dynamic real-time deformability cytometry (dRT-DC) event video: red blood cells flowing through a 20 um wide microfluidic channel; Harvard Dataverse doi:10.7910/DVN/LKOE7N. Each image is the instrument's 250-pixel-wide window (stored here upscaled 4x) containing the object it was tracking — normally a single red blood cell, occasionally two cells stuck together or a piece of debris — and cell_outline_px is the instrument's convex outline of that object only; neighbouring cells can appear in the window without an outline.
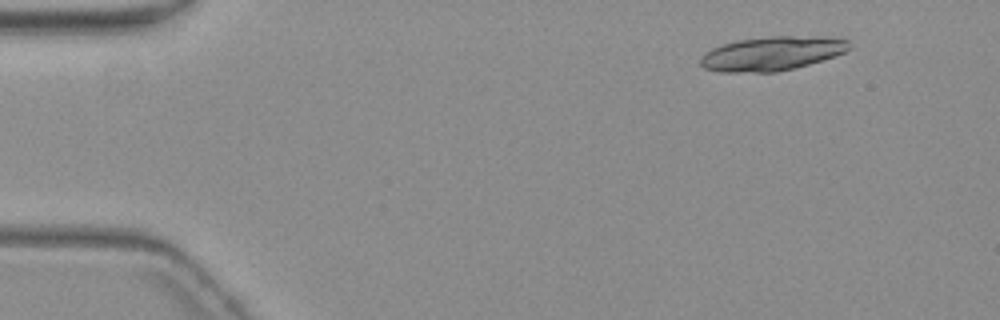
{"species": "common noctule bat (a hibernating species)", "species_latin": "Nyctalus noctula", "temperature_condition": "warm", "stored_images_in_passage": 6, "segment_of_instrument_passage": [1, 2], "camera_frame_rate_fps": 3000, "um_per_image_px": 0.085, "animal": {"sex": "female", "body_mass_g": 19.3, "forearm_length_mm": 54.1}, "frame": {"image": 1, "passage_image": 2, "time_ms": 1.0, "image_size_px": [1000, 320], "cell_outline_px": [[852, 48], [836, 56], [808, 64], [776, 72], [720, 72], [704, 68], [700, 64], [700, 56], [704, 52], [712, 48], [736, 40], [768, 36], [824, 36], [848, 40]], "centroid_in_image_um": [65.61, 4.54], "position_along_channel_um": 19.4, "area_um2": 29.71}}